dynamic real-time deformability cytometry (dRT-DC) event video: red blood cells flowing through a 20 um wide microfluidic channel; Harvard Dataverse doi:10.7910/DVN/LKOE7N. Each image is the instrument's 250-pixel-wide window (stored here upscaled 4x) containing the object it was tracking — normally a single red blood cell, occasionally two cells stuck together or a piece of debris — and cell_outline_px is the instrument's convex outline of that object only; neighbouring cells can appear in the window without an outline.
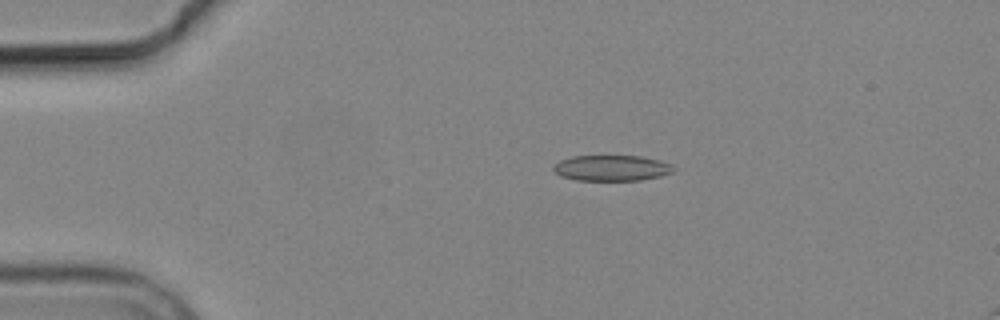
{"species": "common noctule bat (a hibernating species)", "species_latin": "Nyctalus noctula", "temperature_condition": "cold", "stored_images_in_passage": 2, "camera_frame_rate_fps": 3000, "um_per_image_px": 0.085, "animal": {"sex": "male", "body_mass_g": 19.2, "forearm_length_mm": 51.8}, "frame": {"image": 1, "passage_image": 2, "time_ms": 1.0, "image_size_px": [1000, 320], "cell_outline_px": [[676, 168], [672, 172], [660, 176], [640, 180], [576, 180], [560, 176], [552, 168], [560, 160], [572, 156], [640, 156], [660, 160], [672, 164]], "centroid_in_image_um": [52.01, 14.28], "position_along_channel_um": 33.0, "area_um2": 17.98}}